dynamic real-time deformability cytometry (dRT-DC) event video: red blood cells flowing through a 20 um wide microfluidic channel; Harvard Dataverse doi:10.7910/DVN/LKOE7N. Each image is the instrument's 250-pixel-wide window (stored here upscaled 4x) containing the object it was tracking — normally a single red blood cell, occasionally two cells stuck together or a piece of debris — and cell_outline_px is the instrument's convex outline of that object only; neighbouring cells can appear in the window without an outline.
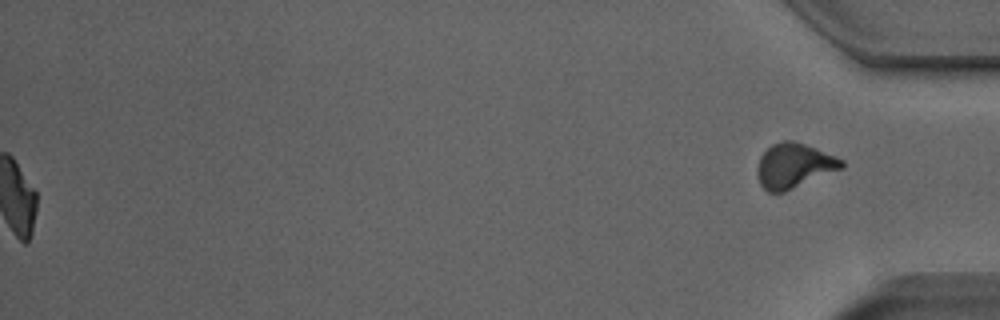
{"species": "Egyptian fruit bat (a non-hibernating species)", "species_latin": "Rousettus aegyptiacus", "temperature_condition": "room temperature", "stored_images_in_passage": 48, "segment_of_instrument_passage": [2, 2], "camera_frame_rate_fps": 3000, "um_per_image_px": 0.085, "animal": {"sex": "male"}, "frame": {"image": 1, "passage_image": 48, "time_ms": 15.667, "image_size_px": [1000, 320], "cell_outline_px": [[844, 168], [784, 192], [768, 192], [760, 184], [756, 172], [760, 156], [772, 144], [784, 140], [792, 140], [816, 148], [844, 160]], "centroid_in_image_um": [67.49, 14.09], "position_along_channel_um": 367.7, "area_um2": 21.96}}